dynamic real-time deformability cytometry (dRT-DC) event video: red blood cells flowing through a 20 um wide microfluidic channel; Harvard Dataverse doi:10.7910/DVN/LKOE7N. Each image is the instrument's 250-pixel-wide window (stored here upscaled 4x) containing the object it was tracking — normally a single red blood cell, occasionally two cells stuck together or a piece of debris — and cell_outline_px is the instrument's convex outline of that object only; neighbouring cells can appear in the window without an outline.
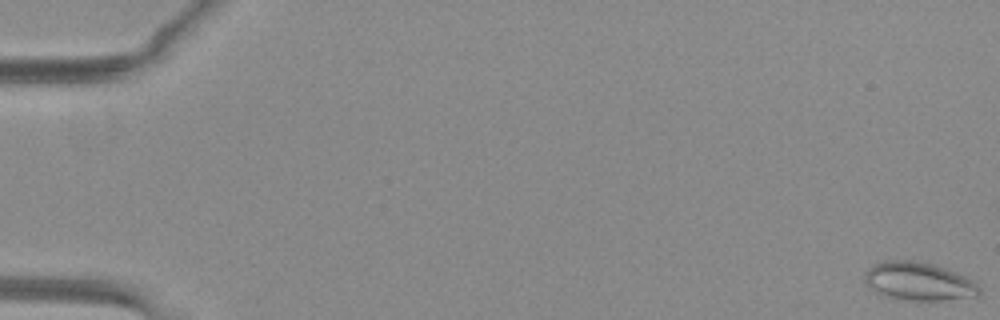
{"species": "common noctule bat (a hibernating species)", "species_latin": "Nyctalus noctula", "temperature_condition": "warm", "stored_images_in_passage": 9, "camera_frame_rate_fps": 3000, "um_per_image_px": 0.085, "animal": {"sex": "female", "body_mass_g": 29.2, "forearm_length_mm": 56.3}, "frame": {"image": 1, "passage_image": 1, "time_ms": 0.0, "image_size_px": [1000, 320], "cell_outline_px": [[980, 296], [944, 300], [892, 300], [876, 292], [864, 280], [864, 272], [868, 268], [884, 260], [916, 260], [936, 264], [968, 276], [976, 280], [980, 284]], "centroid_in_image_um": [78.15, 23.91], "position_along_channel_um": 6.9, "area_um2": 26.3}}